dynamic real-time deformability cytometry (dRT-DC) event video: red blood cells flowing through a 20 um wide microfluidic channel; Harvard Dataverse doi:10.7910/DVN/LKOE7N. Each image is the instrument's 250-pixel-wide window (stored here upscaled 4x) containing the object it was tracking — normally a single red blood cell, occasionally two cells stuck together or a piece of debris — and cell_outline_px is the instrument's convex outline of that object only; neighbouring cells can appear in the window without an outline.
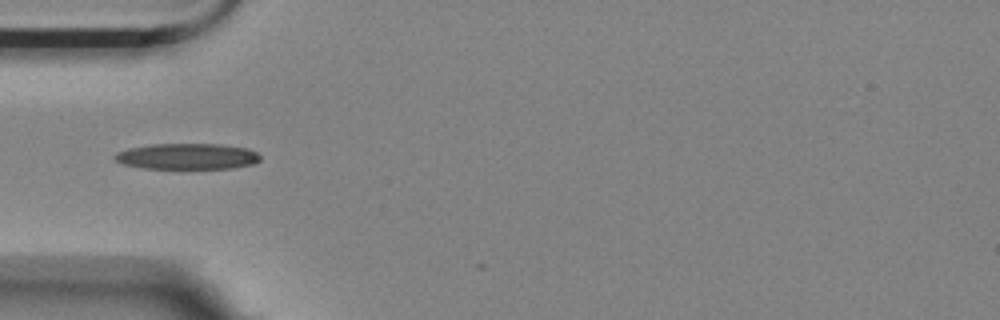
{"species": "Egyptian fruit bat (a non-hibernating species)", "species_latin": "Rousettus aegyptiacus", "temperature_condition": "room temperature", "stored_images_in_passage": 18, "camera_frame_rate_fps": 3000, "um_per_image_px": 0.085, "animal": {"sex": "female"}, "frame": {"image": 1, "passage_image": 1, "time_ms": 0.0, "image_size_px": [1000, 320], "cell_outline_px": [[260, 160], [252, 164], [232, 168], [144, 168], [124, 164], [116, 160], [112, 156], [116, 152], [128, 148], [152, 144], [220, 144], [248, 148], [256, 152], [260, 156]], "centroid_in_image_um": [15.91, 13.28], "position_along_channel_um": 69.1, "area_um2": 21.91}}
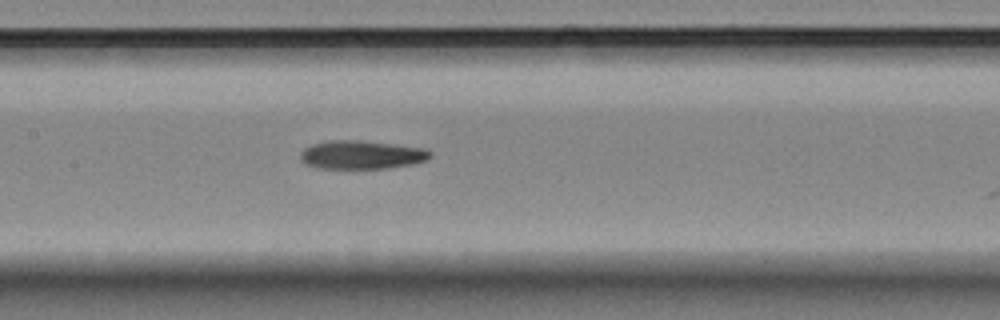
{"frame": {"image": 2, "passage_image": 10, "time_ms": 3.0, "image_size_px": [1000, 320], "cell_outline_px": [[432, 156], [428, 160], [412, 164], [384, 168], [316, 168], [304, 164], [300, 160], [300, 152], [304, 148], [312, 144], [328, 140], [356, 140], [424, 148], [432, 152]], "centroid_in_image_um": [30.69, 13.16], "position_along_channel_um": 176.7, "area_um2": 21.56}}
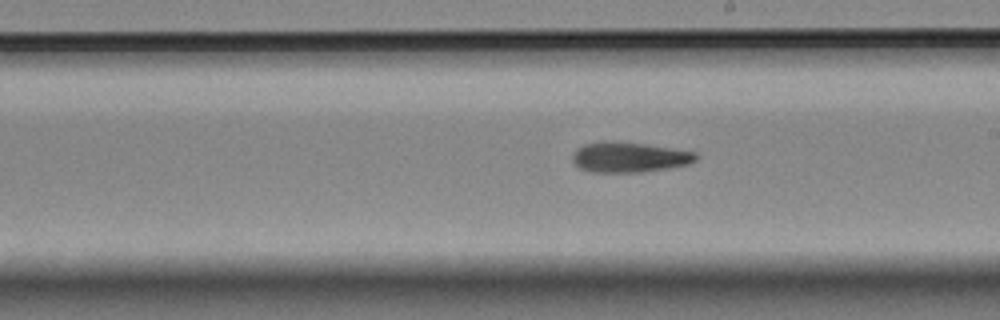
{"frame": {"image": 3, "passage_image": 15, "time_ms": 4.667, "image_size_px": [1000, 320], "cell_outline_px": [[700, 156], [696, 160], [688, 164], [668, 168], [644, 172], [592, 172], [580, 168], [572, 160], [572, 156], [584, 144], [640, 144], [696, 152]], "centroid_in_image_um": [53.57, 13.42], "position_along_channel_um": 235.4, "area_um2": 20.63}}